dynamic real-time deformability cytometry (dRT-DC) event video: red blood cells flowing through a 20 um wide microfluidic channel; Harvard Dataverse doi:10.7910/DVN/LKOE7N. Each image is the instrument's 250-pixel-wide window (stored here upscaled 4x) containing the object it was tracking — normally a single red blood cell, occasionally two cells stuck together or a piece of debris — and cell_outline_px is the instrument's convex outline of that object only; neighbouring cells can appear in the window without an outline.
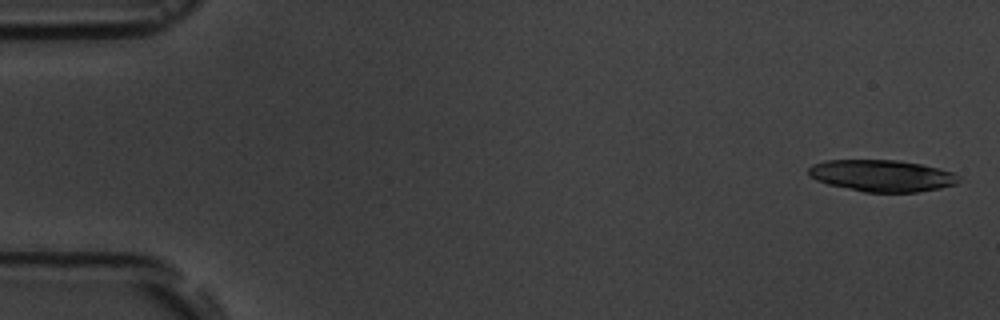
{"species": "common noctule bat (a hibernating species)", "species_latin": "Nyctalus noctula", "temperature_condition": "room temperature", "stored_images_in_passage": 5, "camera_frame_rate_fps": 3000, "um_per_image_px": 0.085, "animal": {"sex": "male", "body_mass_g": 19.5, "forearm_length_mm": 54.6}, "frame": {"image": 1, "passage_image": 1, "time_ms": 0.0, "image_size_px": [1000, 320], "cell_outline_px": [[960, 180], [956, 184], [940, 188], [916, 192], [864, 192], [828, 184], [816, 180], [808, 172], [808, 168], [812, 164], [824, 160], [896, 160], [920, 164], [952, 172], [960, 176]], "centroid_in_image_um": [74.95, 14.93], "position_along_channel_um": 10.0, "area_um2": 27.63}}
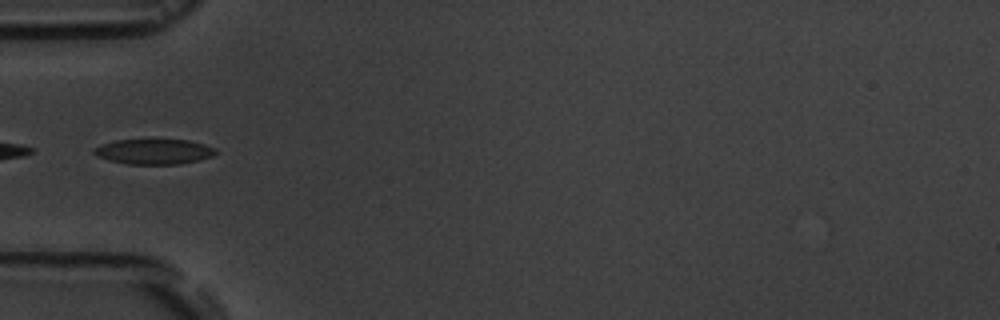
{"frame": {"image": 2, "passage_image": 5, "time_ms": 5.667, "image_size_px": [1000, 320], "cell_outline_px": [[216, 152], [212, 156], [180, 164], [128, 164], [108, 160], [96, 156], [92, 152], [92, 148], [100, 144], [116, 140], [188, 140], [204, 144], [216, 148]], "centroid_in_image_um": [13.03, 12.88], "position_along_channel_um": 72.0, "area_um2": 17.86}}